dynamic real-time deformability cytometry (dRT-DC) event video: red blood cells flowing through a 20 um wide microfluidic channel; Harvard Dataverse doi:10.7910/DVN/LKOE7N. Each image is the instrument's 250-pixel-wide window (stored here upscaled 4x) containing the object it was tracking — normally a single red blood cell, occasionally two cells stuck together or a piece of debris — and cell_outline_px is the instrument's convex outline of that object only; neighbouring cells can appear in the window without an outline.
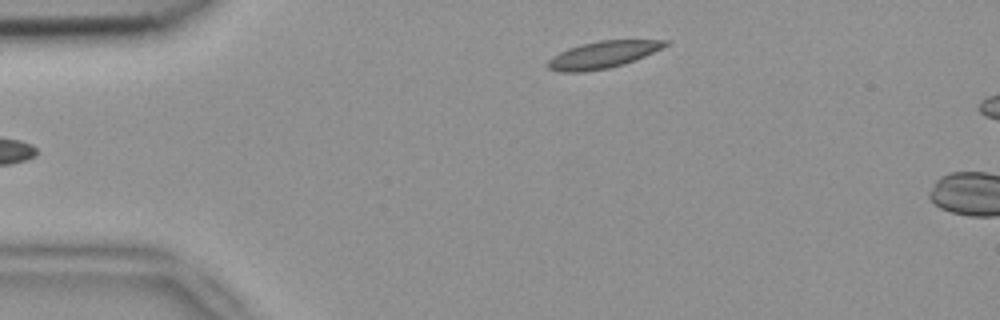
{"species": "common noctule bat (a hibernating species)", "species_latin": "Nyctalus noctula", "temperature_condition": "room temperature", "stored_images_in_passage": 5, "camera_frame_rate_fps": 3000, "um_per_image_px": 0.085, "animal": {"sex": "female", "body_mass_g": 18.4}, "frame": {"image": 1, "passage_image": 5, "time_ms": 1.333, "image_size_px": [1000, 320], "cell_outline_px": [[672, 40], [668, 44], [644, 56], [624, 64], [608, 68], [584, 72], [560, 72], [548, 68], [548, 60], [552, 56], [568, 48], [580, 44], [600, 40]], "centroid_in_image_um": [51.21, 4.65], "position_along_channel_um": 33.8, "area_um2": 18.32}}